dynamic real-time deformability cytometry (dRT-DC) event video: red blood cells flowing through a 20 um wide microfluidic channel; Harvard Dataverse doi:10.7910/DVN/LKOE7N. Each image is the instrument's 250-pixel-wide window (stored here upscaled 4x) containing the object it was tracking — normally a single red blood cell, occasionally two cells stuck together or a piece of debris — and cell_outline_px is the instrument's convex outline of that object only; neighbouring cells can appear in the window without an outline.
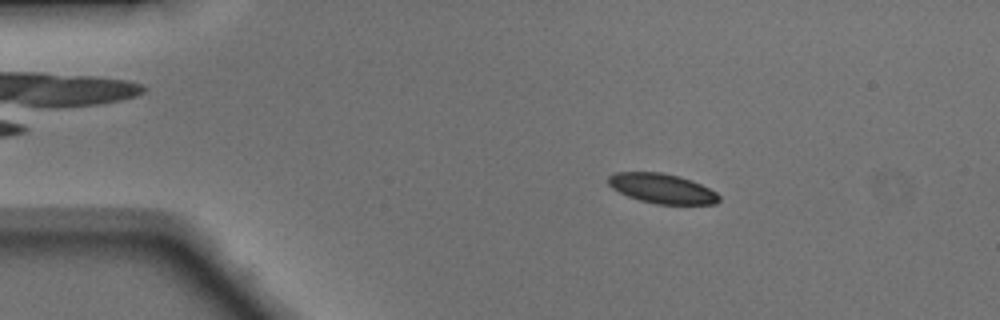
{"species": "Egyptian fruit bat (a non-hibernating species)", "species_latin": "Rousettus aegyptiacus", "temperature_condition": "warm", "stored_images_in_passage": 9, "camera_frame_rate_fps": 3000, "um_per_image_px": 0.085, "animal": {"sex": "male"}, "frame": {"image": 1, "passage_image": 4, "time_ms": 1.0, "image_size_px": [1000, 320], "cell_outline_px": [[720, 200], [716, 204], [656, 204], [640, 200], [628, 196], [612, 188], [608, 184], [608, 176], [616, 172], [660, 172], [680, 176], [692, 180], [716, 192], [720, 196]], "centroid_in_image_um": [56.28, 16.02], "position_along_channel_um": 28.7, "area_um2": 19.19}}